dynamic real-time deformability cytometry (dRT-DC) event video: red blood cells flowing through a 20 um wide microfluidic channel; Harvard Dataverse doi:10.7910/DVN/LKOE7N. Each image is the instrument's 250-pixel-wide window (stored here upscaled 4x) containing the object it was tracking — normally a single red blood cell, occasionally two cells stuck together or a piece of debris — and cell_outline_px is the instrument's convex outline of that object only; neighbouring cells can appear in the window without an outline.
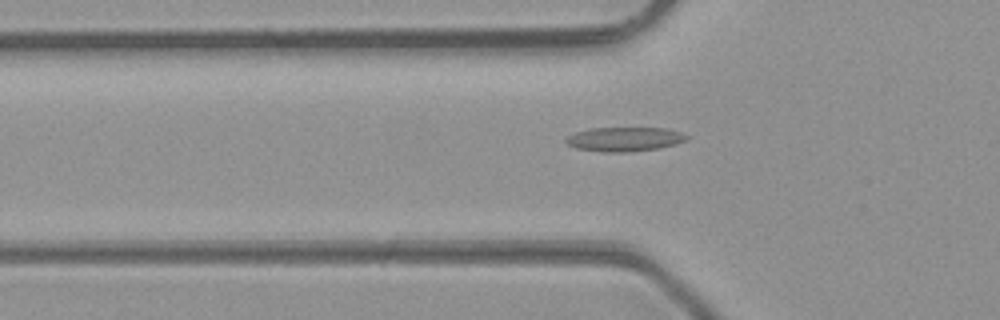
{"species": "common noctule bat (a hibernating species)", "species_latin": "Nyctalus noctula", "temperature_condition": "room temperature", "stored_images_in_passage": 45, "camera_frame_rate_fps": 3000, "um_per_image_px": 0.085, "animal": {"sex": "male", "body_mass_g": 23.1, "forearm_length_mm": 52.7}, "frame": {"image": 1, "passage_image": 13, "time_ms": 4.0, "image_size_px": [1000, 320], "cell_outline_px": [[688, 136], [684, 140], [676, 144], [660, 148], [628, 152], [604, 152], [576, 148], [568, 144], [564, 140], [568, 136], [576, 132], [588, 128], [664, 128], [680, 132]], "centroid_in_image_um": [53.06, 11.83], "position_along_channel_um": 72.7, "area_um2": 16.94}}
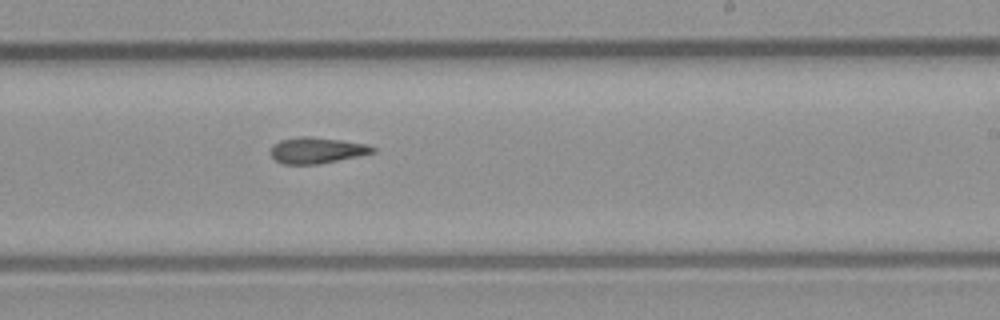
{"frame": {"image": 2, "passage_image": 26, "time_ms": 8.333, "image_size_px": [1000, 320], "cell_outline_px": [[376, 152], [360, 156], [320, 164], [284, 164], [276, 160], [272, 156], [272, 144], [280, 140], [300, 136], [308, 136], [340, 140], [368, 144], [376, 148]], "centroid_in_image_um": [26.97, 12.78], "position_along_channel_um": 262.0, "area_um2": 15.55}}
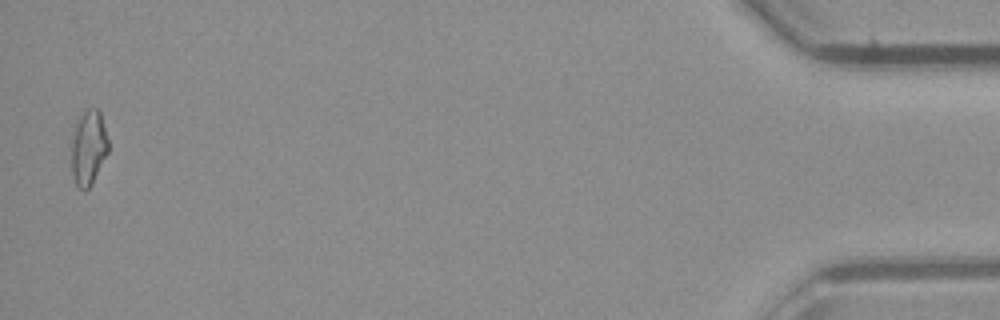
{"frame": {"image": 3, "passage_image": 44, "time_ms": 14.333, "image_size_px": [1000, 320], "cell_outline_px": [[108, 152], [92, 184], [84, 192], [76, 184], [72, 176], [72, 140], [76, 124], [84, 112], [88, 108], [96, 108], [100, 112], [108, 140]], "centroid_in_image_um": [7.53, 12.59], "position_along_channel_um": 427.7, "area_um2": 15.84}, "authors_computed_cell_mechanics": {"area_um2": 15.7794, "velocity_mm_per_s": 4.355, "shape_relaxation_time_tau1_ms": null, "shape_relaxation_time_tau2_ms": 5.607, "deformation_change_tau1": null, "deformation_change_tau2": 0.1658}}